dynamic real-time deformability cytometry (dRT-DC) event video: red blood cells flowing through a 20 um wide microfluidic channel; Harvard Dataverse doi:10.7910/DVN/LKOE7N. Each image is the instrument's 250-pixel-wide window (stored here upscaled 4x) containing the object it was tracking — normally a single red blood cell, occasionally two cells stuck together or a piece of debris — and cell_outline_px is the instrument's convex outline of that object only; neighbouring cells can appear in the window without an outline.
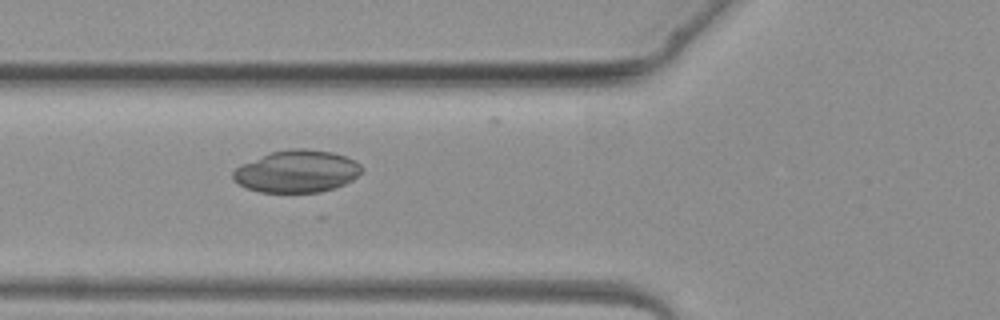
{"species": "common noctule bat (a hibernating species)", "species_latin": "Nyctalus noctula", "temperature_condition": "warm", "stored_images_in_passage": 5, "camera_frame_rate_fps": 3000, "um_per_image_px": 0.085, "animal": {"sex": "female", "body_mass_g": 19.3, "forearm_length_mm": 54.1}, "frame": {"image": 1, "passage_image": 4, "time_ms": 4.667, "image_size_px": [1000, 320], "cell_outline_px": [[364, 172], [352, 180], [344, 184], [320, 192], [260, 192], [248, 188], [232, 180], [232, 172], [240, 164], [272, 152], [288, 148], [304, 148], [332, 152], [356, 160], [364, 168]], "centroid_in_image_um": [25.25, 14.56], "position_along_channel_um": 100.5, "area_um2": 31.79}}
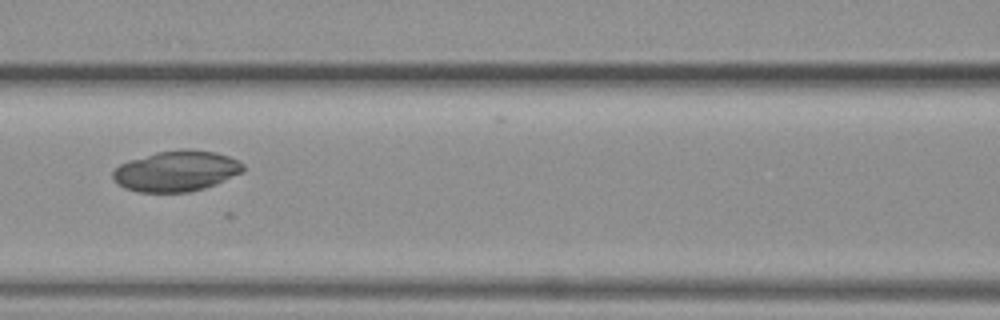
{"frame": {"image": 2, "passage_image": 5, "time_ms": 5.667, "image_size_px": [1000, 320], "cell_outline_px": [[244, 172], [216, 184], [204, 188], [188, 192], [136, 192], [124, 188], [116, 184], [112, 176], [112, 172], [120, 164], [128, 160], [156, 152], [180, 148], [188, 148], [216, 152], [228, 156], [244, 164]], "centroid_in_image_um": [14.97, 14.53], "position_along_channel_um": 151.6, "area_um2": 31.27}}